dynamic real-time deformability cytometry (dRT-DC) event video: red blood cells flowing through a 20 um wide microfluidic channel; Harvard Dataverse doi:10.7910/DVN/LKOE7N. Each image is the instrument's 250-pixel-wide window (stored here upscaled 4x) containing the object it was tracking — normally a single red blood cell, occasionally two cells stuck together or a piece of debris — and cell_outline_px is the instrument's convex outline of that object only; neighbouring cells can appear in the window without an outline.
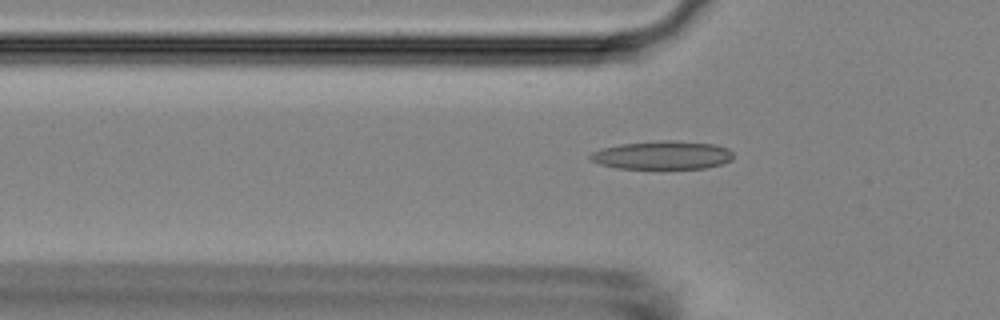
{"species": "Egyptian fruit bat (a non-hibernating species)", "species_latin": "Rousettus aegyptiacus", "temperature_condition": "room temperature", "stored_images_in_passage": 40, "camera_frame_rate_fps": 3000, "um_per_image_px": 0.085, "animal": {"sex": "female"}, "frame": {"image": 1, "passage_image": 4, "time_ms": 1.0, "image_size_px": [1000, 320], "cell_outline_px": [[732, 160], [720, 164], [704, 168], [616, 168], [600, 164], [592, 160], [588, 156], [592, 152], [600, 148], [620, 144], [668, 140], [672, 140], [716, 144], [728, 148], [732, 152]], "centroid_in_image_um": [56.3, 13.18], "position_along_channel_um": 69.5, "area_um2": 23.52}}
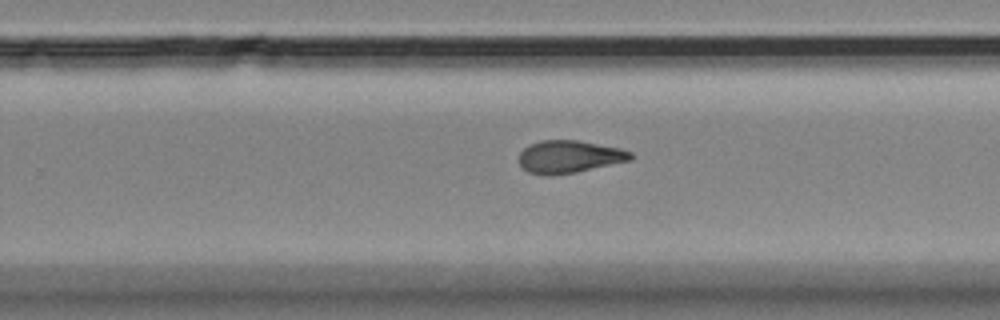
{"frame": {"image": 2, "passage_image": 21, "time_ms": 6.667, "image_size_px": [1000, 320], "cell_outline_px": [[632, 160], [576, 172], [548, 176], [528, 172], [520, 164], [520, 152], [524, 148], [540, 140], [576, 140], [620, 148], [632, 152]], "centroid_in_image_um": [48.4, 13.32], "position_along_channel_um": 281.4, "area_um2": 21.04}}
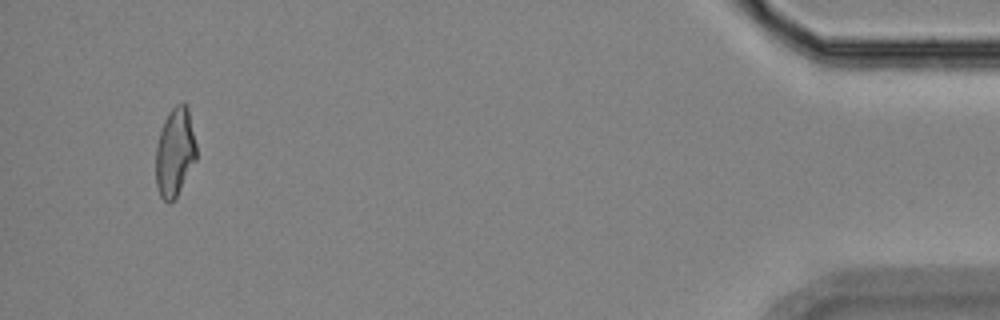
{"frame": {"image": 3, "passage_image": 38, "time_ms": 12.333, "image_size_px": [1000, 320], "cell_outline_px": [[196, 160], [176, 196], [168, 204], [160, 196], [156, 188], [156, 148], [160, 132], [164, 120], [168, 112], [176, 104], [184, 104], [188, 108], [196, 144]], "centroid_in_image_um": [14.85, 12.95], "position_along_channel_um": 420.3, "area_um2": 20.75}, "authors_computed_cell_mechanics": {"area_um2": 21.097, "velocity_mm_per_s": 3.7246, "shape_relaxation_time_tau1_ms": null, "shape_relaxation_time_tau2_ms": 3.4195, "deformation_change_tau1": null, "deformation_change_tau2": 0.0968}}